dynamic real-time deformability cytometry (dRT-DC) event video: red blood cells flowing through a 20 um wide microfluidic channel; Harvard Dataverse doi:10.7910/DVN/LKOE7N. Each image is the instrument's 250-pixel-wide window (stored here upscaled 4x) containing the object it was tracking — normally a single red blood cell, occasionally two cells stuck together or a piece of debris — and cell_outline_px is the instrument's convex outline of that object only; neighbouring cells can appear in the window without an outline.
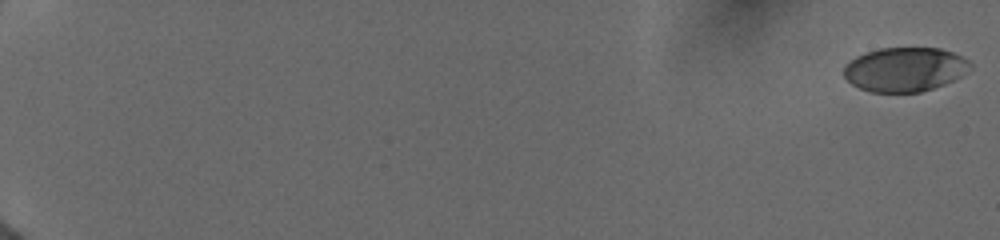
{"species": "human", "species_latin": "Homo sapiens", "temperature_condition": "cold", "stored_images_in_passage": 21, "camera_frame_rate_fps": 3000, "um_per_image_px": 0.085, "donor": {"sex": "female"}, "frame": {"image": 1, "passage_image": 1, "time_ms": 0.0, "image_size_px": [1000, 240], "cell_outline_px": [[972, 68], [960, 76], [944, 84], [920, 92], [872, 92], [860, 88], [852, 84], [844, 76], [844, 68], [856, 56], [880, 48], [940, 48], [952, 52], [968, 60], [972, 64]], "centroid_in_image_um": [76.93, 5.9], "position_along_channel_um": 8.1, "area_um2": 32.25}}
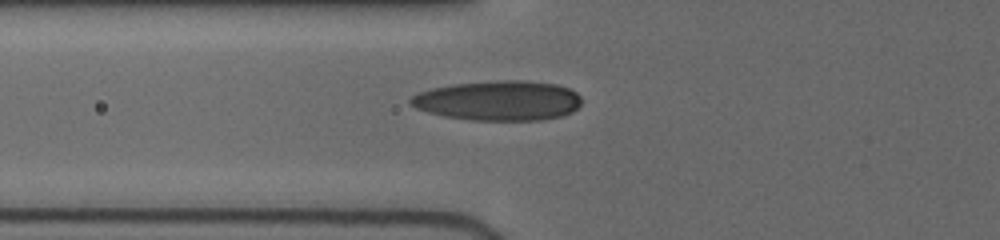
{"frame": {"image": 2, "passage_image": 21, "time_ms": 7.667, "image_size_px": [1000, 240], "cell_outline_px": [[580, 104], [572, 112], [560, 116], [544, 120], [472, 120], [444, 116], [428, 112], [416, 108], [408, 104], [408, 100], [416, 92], [432, 88], [452, 84], [496, 80], [524, 80], [556, 84], [568, 88], [576, 92], [580, 96]], "centroid_in_image_um": [42.33, 8.54], "position_along_channel_um": 83.5, "area_um2": 39.94}}